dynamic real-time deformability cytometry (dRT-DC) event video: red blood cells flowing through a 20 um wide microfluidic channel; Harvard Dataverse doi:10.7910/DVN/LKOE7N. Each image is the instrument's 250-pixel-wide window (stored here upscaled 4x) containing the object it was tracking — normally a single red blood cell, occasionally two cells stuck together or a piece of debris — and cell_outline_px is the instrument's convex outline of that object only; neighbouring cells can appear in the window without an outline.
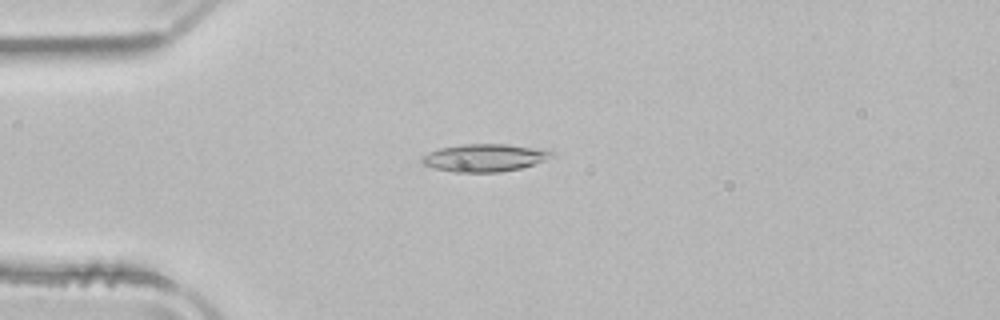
{"species": "common noctule bat (a hibernating species)", "species_latin": "Nyctalus noctula", "temperature_condition": "room temperature", "stored_images_in_passage": 49, "camera_frame_rate_fps": 3000, "um_per_image_px": 0.085, "animal": {"sex": "male", "body_mass_g": 21.5, "forearm_length_mm": 52.0}, "frame": {"image": 1, "passage_image": 11, "time_ms": 3.333, "image_size_px": [1000, 320], "cell_outline_px": [[556, 156], [520, 168], [500, 172], [456, 172], [436, 168], [424, 164], [420, 160], [420, 156], [440, 148], [464, 144], [508, 144], [556, 152]], "centroid_in_image_um": [41.18, 13.4], "position_along_channel_um": 43.8, "area_um2": 20.63}}
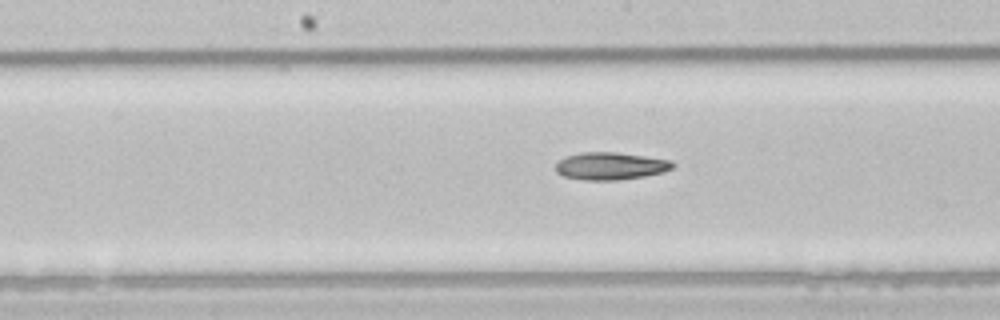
{"frame": {"image": 2, "passage_image": 24, "time_ms": 7.667, "image_size_px": [1000, 320], "cell_outline_px": [[676, 164], [672, 168], [664, 172], [644, 176], [620, 180], [584, 180], [564, 176], [556, 172], [556, 164], [564, 156], [584, 152], [616, 152], [672, 160]], "centroid_in_image_um": [51.91, 14.11], "position_along_channel_um": 196.3, "area_um2": 18.79}}
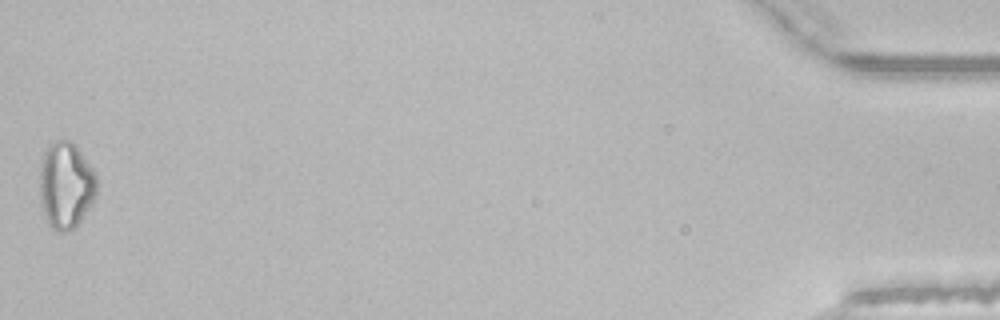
{"frame": {"image": 3, "passage_image": 49, "time_ms": 16.0, "image_size_px": [1000, 320], "cell_outline_px": [[96, 192], [92, 204], [76, 228], [64, 232], [60, 232], [52, 228], [48, 224], [40, 204], [40, 172], [44, 152], [48, 140], [68, 140], [76, 144], [96, 172]], "centroid_in_image_um": [5.6, 15.73], "position_along_channel_um": 429.6, "area_um2": 29.36}}